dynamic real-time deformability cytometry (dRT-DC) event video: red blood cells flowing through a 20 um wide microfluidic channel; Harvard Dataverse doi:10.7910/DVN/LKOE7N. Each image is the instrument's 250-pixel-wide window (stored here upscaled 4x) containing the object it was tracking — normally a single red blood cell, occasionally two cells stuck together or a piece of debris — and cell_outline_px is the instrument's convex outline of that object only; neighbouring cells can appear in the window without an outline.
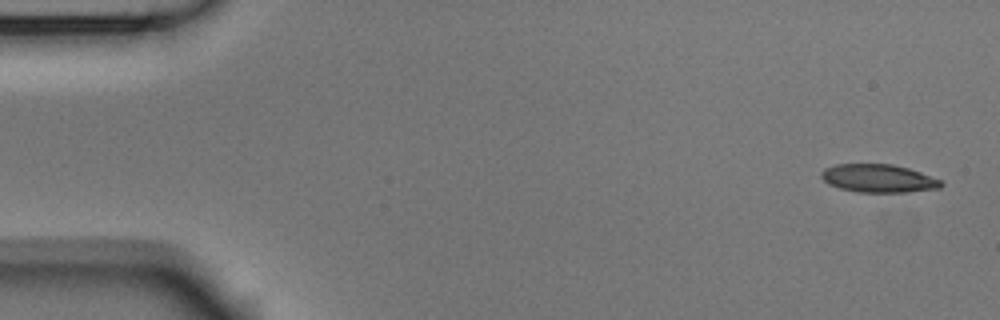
{"species": "Egyptian fruit bat (a non-hibernating species)", "species_latin": "Rousettus aegyptiacus", "temperature_condition": "room temperature", "stored_images_in_passage": 52, "camera_frame_rate_fps": 3000, "um_per_image_px": 0.085, "animal": {"sex": "male"}, "frame": {"image": 1, "passage_image": 1, "time_ms": 0.0, "image_size_px": [1000, 320], "cell_outline_px": [[944, 184], [940, 188], [908, 192], [860, 192], [840, 188], [828, 184], [820, 176], [820, 172], [824, 168], [836, 164], [892, 164], [908, 168], [920, 172], [940, 180]], "centroid_in_image_um": [74.65, 15.16], "position_along_channel_um": 10.4, "area_um2": 19.59}}
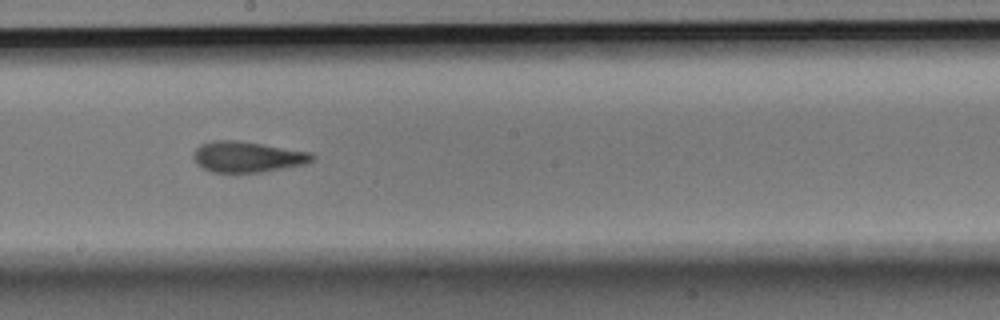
{"frame": {"image": 2, "passage_image": 28, "time_ms": 9.0, "image_size_px": [1000, 320], "cell_outline_px": [[316, 156], [312, 160], [304, 164], [260, 172], [212, 172], [196, 164], [192, 156], [196, 148], [200, 144], [212, 140], [236, 140], [312, 152]], "centroid_in_image_um": [21.0, 13.32], "position_along_channel_um": 227.2, "area_um2": 21.21}}
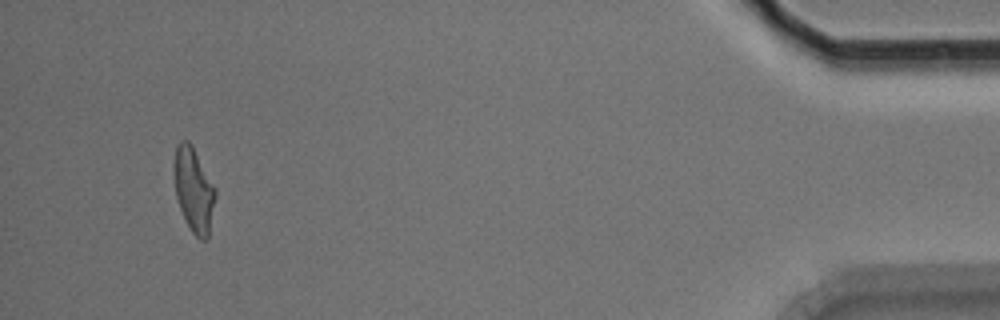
{"frame": {"image": 3, "passage_image": 49, "time_ms": 16.0, "image_size_px": [1000, 320], "cell_outline_px": [[216, 196], [208, 240], [200, 240], [192, 232], [180, 208], [176, 196], [172, 172], [172, 164], [176, 144], [180, 140], [188, 140], [192, 144], [216, 188]], "centroid_in_image_um": [16.45, 16.08], "position_along_channel_um": 418.7, "area_um2": 20.81}, "authors_computed_cell_mechanics": {"area_um2": 20.7213, "velocity_mm_per_s": 3.7882, "shape_relaxation_time_tau1_ms": null, "shape_relaxation_time_tau2_ms": 2.4914, "deformation_change_tau1": null, "deformation_change_tau2": 0.1107}}